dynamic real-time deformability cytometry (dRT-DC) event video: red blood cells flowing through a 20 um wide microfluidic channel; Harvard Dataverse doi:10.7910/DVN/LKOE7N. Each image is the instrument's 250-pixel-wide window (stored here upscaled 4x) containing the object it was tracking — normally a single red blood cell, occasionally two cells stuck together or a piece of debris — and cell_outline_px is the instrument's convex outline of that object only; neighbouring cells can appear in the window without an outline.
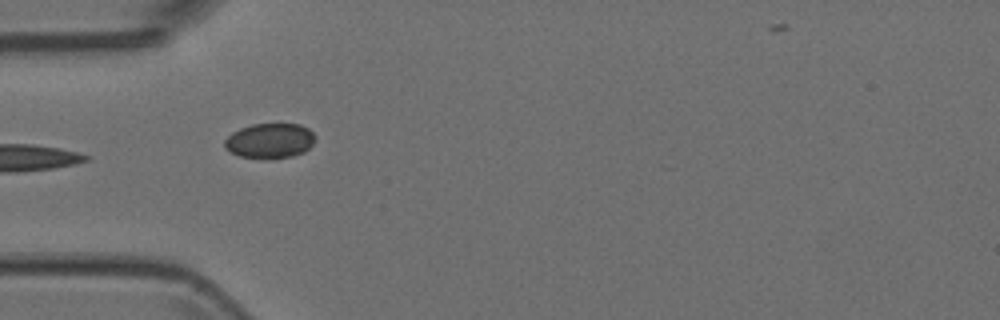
{"species": "Egyptian fruit bat (a non-hibernating species)", "species_latin": "Rousettus aegyptiacus", "temperature_condition": "room temperature", "stored_images_in_passage": 5, "camera_frame_rate_fps": 3000, "um_per_image_px": 0.085, "animal": {"sex": "female"}, "frame": {"image": 1, "passage_image": 4, "time_ms": 1.0, "image_size_px": [1000, 320], "cell_outline_px": [[316, 140], [304, 152], [292, 156], [240, 156], [224, 148], [224, 140], [232, 132], [240, 128], [252, 124], [300, 124], [308, 128], [316, 136]], "centroid_in_image_um": [22.95, 11.91], "position_along_channel_um": 62.1, "area_um2": 17.98}}
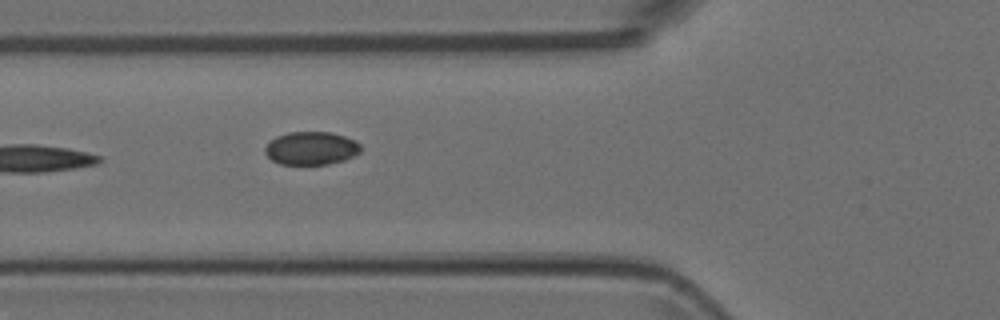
{"frame": {"image": 2, "passage_image": 5, "time_ms": 1.333, "image_size_px": [1000, 320], "cell_outline_px": [[360, 152], [344, 160], [328, 164], [280, 164], [272, 160], [264, 152], [264, 148], [276, 136], [288, 132], [332, 132], [356, 140], [360, 144]], "centroid_in_image_um": [26.45, 12.59], "position_along_channel_um": 99.3, "area_um2": 18.44}}